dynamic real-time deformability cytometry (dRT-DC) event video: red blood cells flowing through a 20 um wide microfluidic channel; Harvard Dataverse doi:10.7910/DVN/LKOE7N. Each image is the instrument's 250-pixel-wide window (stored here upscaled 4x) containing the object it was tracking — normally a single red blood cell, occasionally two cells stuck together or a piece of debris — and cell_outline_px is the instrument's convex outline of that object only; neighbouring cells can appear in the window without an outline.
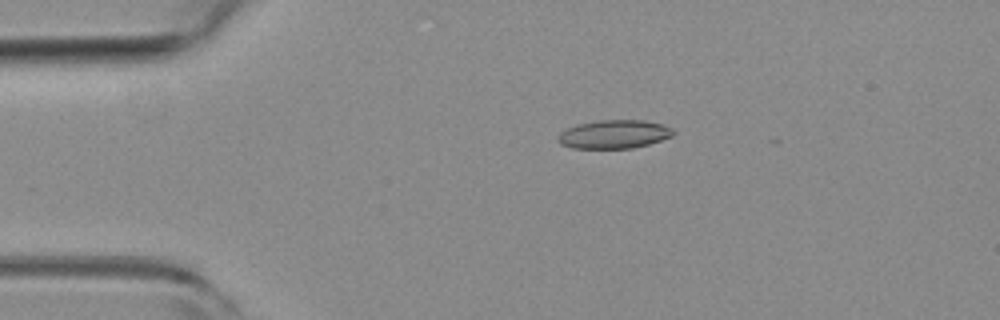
{"species": "common noctule bat (a hibernating species)", "species_latin": "Nyctalus noctula", "temperature_condition": "room temperature", "stored_images_in_passage": 5, "camera_frame_rate_fps": 3000, "um_per_image_px": 0.085, "animal": {"sex": "female", "body_mass_g": 19.3, "forearm_length_mm": 54.1}, "frame": {"image": 1, "passage_image": 4, "time_ms": 1.0, "image_size_px": [1000, 320], "cell_outline_px": [[676, 132], [672, 136], [648, 144], [632, 148], [572, 148], [560, 144], [556, 140], [556, 136], [564, 128], [576, 124], [600, 120], [644, 120], [664, 124], [672, 128]], "centroid_in_image_um": [52.16, 11.4], "position_along_channel_um": 32.8, "area_um2": 19.42}}